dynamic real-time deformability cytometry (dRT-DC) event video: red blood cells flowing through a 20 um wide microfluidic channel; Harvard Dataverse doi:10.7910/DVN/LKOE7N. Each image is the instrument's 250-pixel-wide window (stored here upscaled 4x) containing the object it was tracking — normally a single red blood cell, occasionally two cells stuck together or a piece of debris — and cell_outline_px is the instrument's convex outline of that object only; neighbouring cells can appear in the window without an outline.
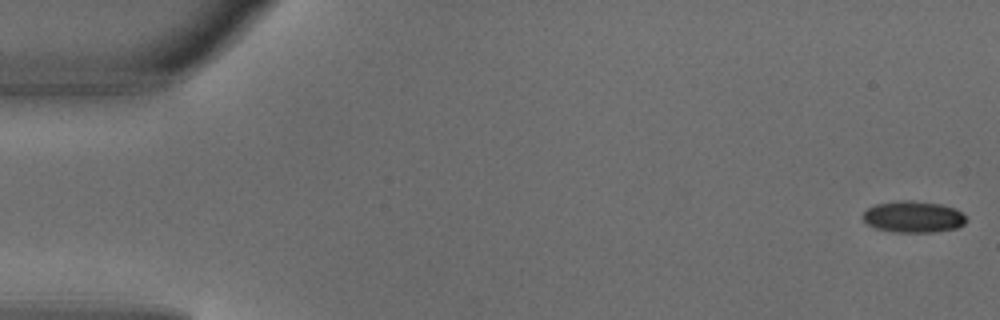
{"species": "common noctule bat (a hibernating species)", "species_latin": "Nyctalus noctula", "temperature_condition": "warm", "stored_images_in_passage": 7, "camera_frame_rate_fps": 3000, "um_per_image_px": 0.085, "animal": {"sex": "male", "body_mass_g": 18.8}, "frame": {"image": 1, "passage_image": 1, "time_ms": 0.0, "image_size_px": [1000, 320], "cell_outline_px": [[968, 220], [964, 224], [956, 228], [932, 232], [896, 232], [876, 228], [868, 224], [864, 220], [864, 212], [868, 208], [876, 204], [904, 200], [912, 200], [940, 204], [956, 208]], "centroid_in_image_um": [77.66, 18.42], "position_along_channel_um": 7.3, "area_um2": 18.79}}
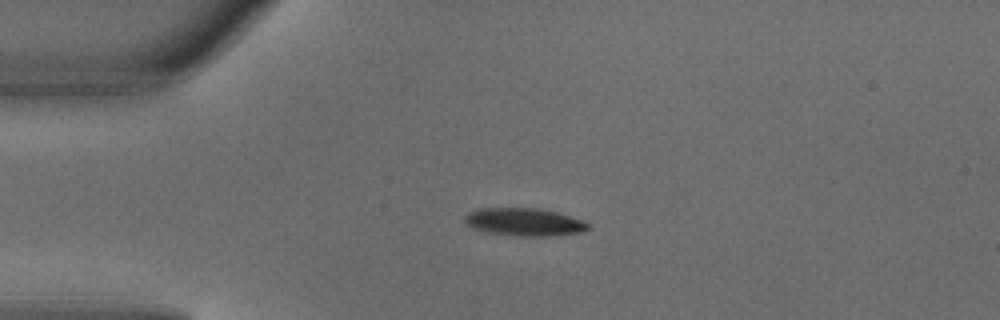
{"frame": {"image": 2, "passage_image": 5, "time_ms": 1.333, "image_size_px": [1000, 320], "cell_outline_px": [[588, 228], [580, 232], [548, 236], [516, 236], [488, 232], [472, 228], [464, 224], [464, 216], [468, 212], [480, 208], [536, 208], [556, 212], [584, 220], [588, 224]], "centroid_in_image_um": [44.5, 18.86], "position_along_channel_um": 40.5, "area_um2": 19.94}}